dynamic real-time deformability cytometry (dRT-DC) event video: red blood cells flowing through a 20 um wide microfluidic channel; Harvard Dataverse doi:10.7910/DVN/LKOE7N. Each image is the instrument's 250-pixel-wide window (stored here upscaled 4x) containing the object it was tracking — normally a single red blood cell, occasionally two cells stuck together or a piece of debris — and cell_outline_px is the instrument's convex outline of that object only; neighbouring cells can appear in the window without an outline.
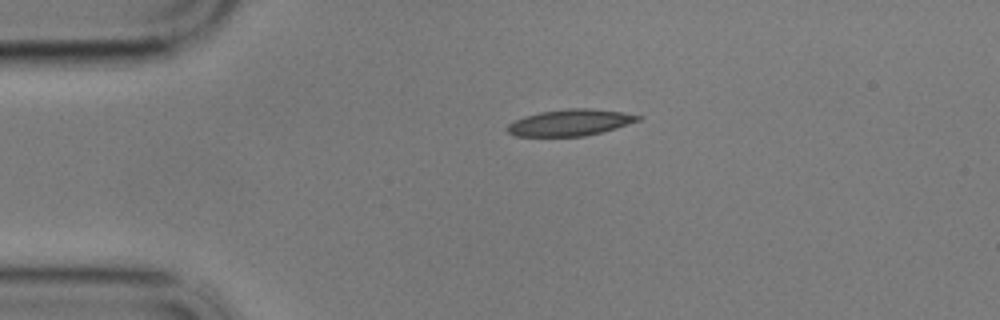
{"species": "common noctule bat (a hibernating species)", "species_latin": "Nyctalus noctula", "temperature_condition": "cold", "stored_images_in_passage": 47, "camera_frame_rate_fps": 3000, "um_per_image_px": 0.085, "animal": {"sex": "male", "body_mass_g": 17.9}, "frame": {"image": 1, "passage_image": 1, "time_ms": 0.0, "image_size_px": [1000, 320], "cell_outline_px": [[640, 120], [616, 128], [584, 136], [516, 136], [508, 132], [504, 128], [508, 124], [516, 120], [540, 112], [568, 108], [588, 108], [620, 112], [640, 116]], "centroid_in_image_um": [48.43, 10.42], "position_along_channel_um": 36.6, "area_um2": 19.77}}
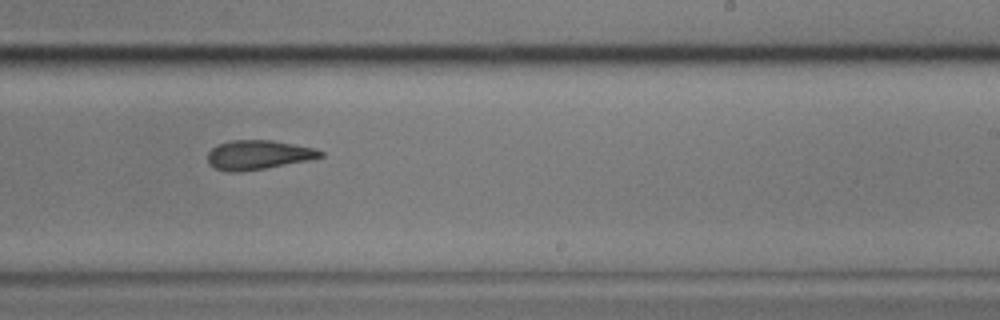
{"frame": {"image": 2, "passage_image": 24, "time_ms": 7.667, "image_size_px": [1000, 320], "cell_outline_px": [[324, 156], [308, 160], [264, 168], [240, 172], [228, 172], [216, 168], [208, 164], [208, 152], [216, 144], [232, 140], [272, 140], [316, 148], [324, 152]], "centroid_in_image_um": [21.94, 13.15], "position_along_channel_um": 267.1, "area_um2": 19.25}}
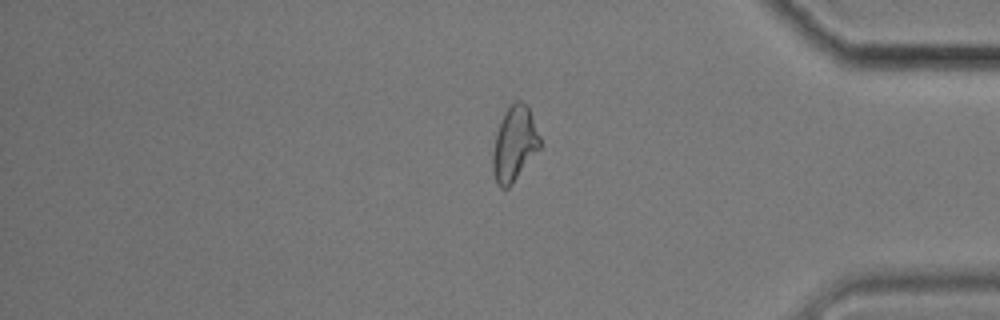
{"frame": {"image": 3, "passage_image": 37, "time_ms": 12.0, "image_size_px": [1000, 320], "cell_outline_px": [[540, 148], [512, 184], [508, 188], [500, 188], [496, 184], [492, 168], [492, 152], [496, 132], [504, 112], [508, 104], [516, 100], [520, 100], [528, 104], [540, 136]], "centroid_in_image_um": [43.71, 12.2], "position_along_channel_um": 391.5, "area_um2": 20.92}, "authors_computed_cell_mechanics": {"area_um2": 19.8832, "velocity_mm_per_s": 3.4266, "shape_relaxation_time_tau1_ms": null, "shape_relaxation_time_tau2_ms": 4.0112, "deformation_change_tau1": null, "deformation_change_tau2": 0.1241}}